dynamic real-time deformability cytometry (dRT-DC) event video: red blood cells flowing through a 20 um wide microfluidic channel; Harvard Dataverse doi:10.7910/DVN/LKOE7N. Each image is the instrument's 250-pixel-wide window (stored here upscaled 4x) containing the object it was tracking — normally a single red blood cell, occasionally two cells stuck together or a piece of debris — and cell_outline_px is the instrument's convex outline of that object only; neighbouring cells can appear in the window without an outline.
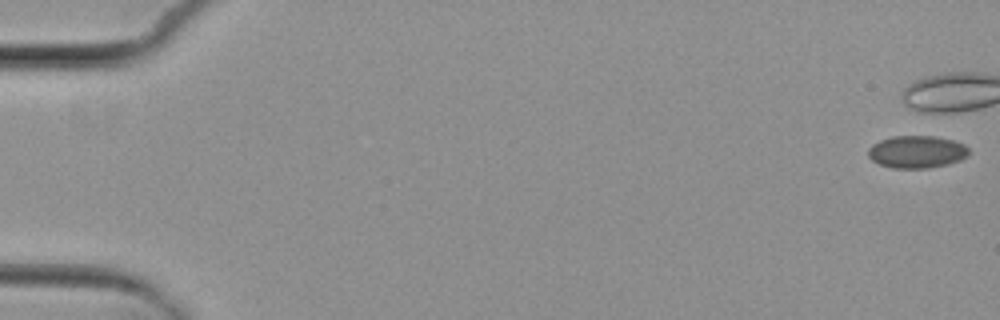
{"species": "common noctule bat (a hibernating species)", "species_latin": "Nyctalus noctula", "temperature_condition": "cold", "stored_images_in_passage": 5, "camera_frame_rate_fps": 3000, "um_per_image_px": 0.085, "animal": {"sex": "female", "body_mass_g": 29.2, "forearm_length_mm": 56.3}, "frame": {"image": 1, "passage_image": 1, "time_ms": 0.0, "image_size_px": [1000, 320], "cell_outline_px": [[968, 156], [960, 160], [948, 164], [928, 168], [892, 168], [880, 164], [872, 160], [868, 156], [868, 148], [872, 144], [880, 140], [892, 136], [936, 136], [952, 140], [964, 144], [968, 148]], "centroid_in_image_um": [77.92, 12.9], "position_along_channel_um": 7.1, "area_um2": 19.07}}